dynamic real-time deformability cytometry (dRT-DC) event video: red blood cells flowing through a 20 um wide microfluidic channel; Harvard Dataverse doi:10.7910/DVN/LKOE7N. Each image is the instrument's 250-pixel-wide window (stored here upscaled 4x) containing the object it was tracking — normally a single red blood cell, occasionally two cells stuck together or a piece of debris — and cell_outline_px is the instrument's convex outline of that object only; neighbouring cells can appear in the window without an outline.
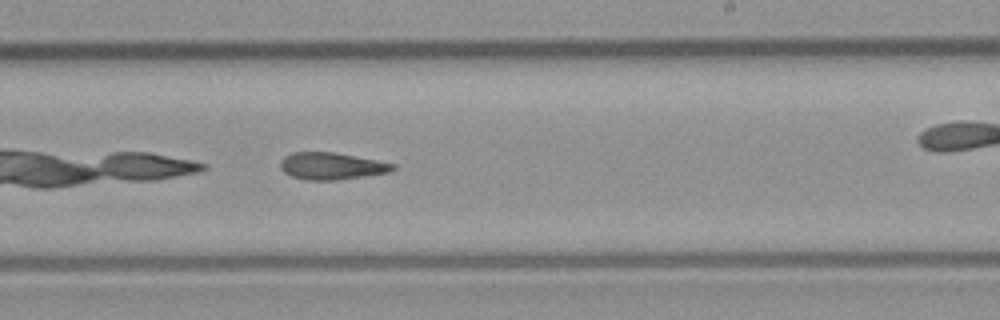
{"species": "common noctule bat (a hibernating species)", "species_latin": "Nyctalus noctula", "temperature_condition": "room temperature", "stored_images_in_passage": 32, "camera_frame_rate_fps": 3000, "um_per_image_px": 0.085, "animal": {"sex": "male", "body_mass_g": 23.1, "forearm_length_mm": 52.7}, "frame": {"image": 1, "passage_image": 14, "time_ms": 4.333, "image_size_px": [1000, 320], "cell_outline_px": [[396, 168], [388, 172], [364, 176], [336, 180], [308, 180], [292, 176], [284, 172], [280, 168], [280, 160], [284, 156], [292, 152], [336, 152], [396, 164]], "centroid_in_image_um": [28.16, 14.1], "position_along_channel_um": 260.8, "area_um2": 17.69}}